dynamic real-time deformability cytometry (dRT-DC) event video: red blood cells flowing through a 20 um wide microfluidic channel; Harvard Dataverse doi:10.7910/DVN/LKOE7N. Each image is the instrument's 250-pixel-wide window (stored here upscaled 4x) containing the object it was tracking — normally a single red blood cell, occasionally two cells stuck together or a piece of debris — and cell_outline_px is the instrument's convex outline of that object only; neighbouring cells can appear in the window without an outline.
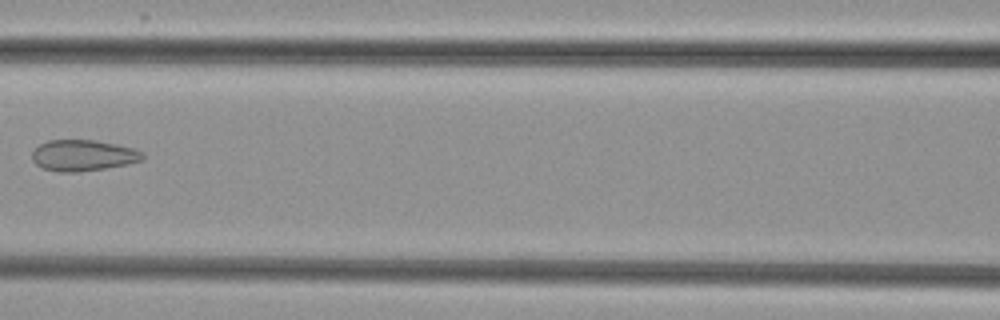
{"species": "common noctule bat (a hibernating species)", "species_latin": "Nyctalus noctula", "temperature_condition": "cold", "stored_images_in_passage": 8, "camera_frame_rate_fps": 3000, "um_per_image_px": 0.085, "animal": {"sex": "female", "body_mass_g": 29.2, "forearm_length_mm": 56.3}, "frame": {"image": 1, "passage_image": 8, "time_ms": 8.0, "image_size_px": [1000, 320], "cell_outline_px": [[144, 156], [140, 160], [128, 164], [104, 168], [76, 172], [56, 172], [40, 168], [32, 160], [32, 152], [40, 144], [48, 140], [96, 140], [116, 144], [132, 148], [140, 152]], "centroid_in_image_um": [7.0, 13.21], "position_along_channel_um": 159.6, "area_um2": 19.94}}